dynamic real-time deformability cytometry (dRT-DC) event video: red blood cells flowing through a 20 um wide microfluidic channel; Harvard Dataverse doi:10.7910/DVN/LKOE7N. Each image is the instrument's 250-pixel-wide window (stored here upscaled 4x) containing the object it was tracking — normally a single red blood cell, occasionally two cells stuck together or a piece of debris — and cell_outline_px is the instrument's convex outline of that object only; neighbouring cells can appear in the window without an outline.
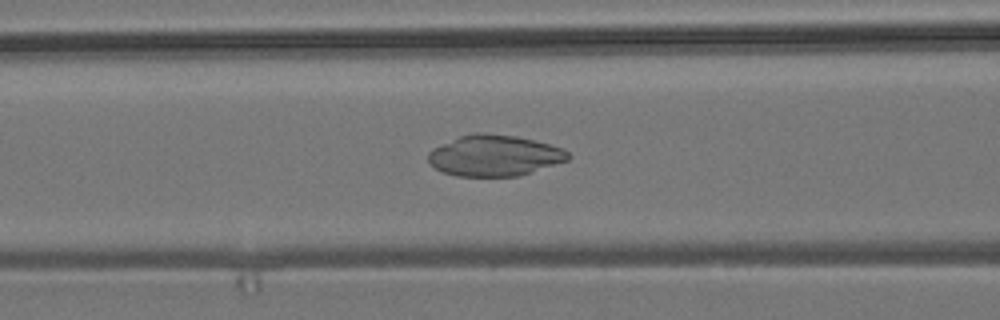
{"species": "common noctule bat (a hibernating species)", "species_latin": "Nyctalus noctula", "temperature_condition": "room temperature", "stored_images_in_passage": 41, "camera_frame_rate_fps": 3000, "um_per_image_px": 0.085, "animal": {"sex": "male", "body_mass_g": 19.2, "forearm_length_mm": 51.8}, "frame": {"image": 1, "passage_image": 8, "time_ms": 2.333, "image_size_px": [1000, 320], "cell_outline_px": [[572, 156], [568, 160], [520, 176], [456, 176], [444, 172], [436, 168], [428, 160], [428, 152], [432, 148], [460, 136], [476, 132], [484, 132], [516, 136], [564, 148]], "centroid_in_image_um": [42.04, 13.22], "position_along_channel_um": 124.6, "area_um2": 33.41}}
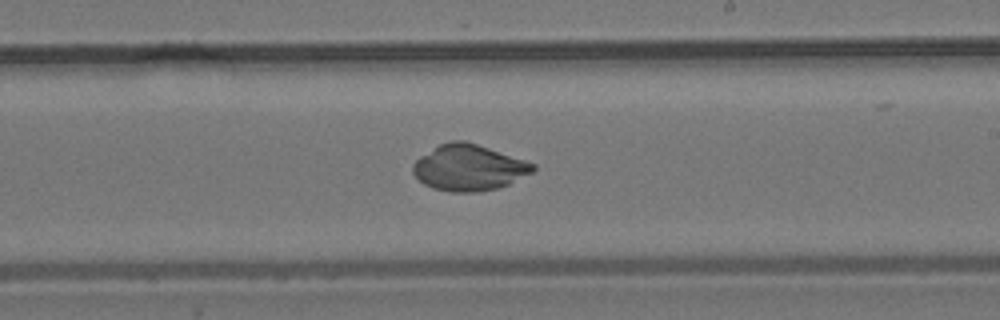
{"frame": {"image": 2, "passage_image": 18, "time_ms": 5.667, "image_size_px": [1000, 320], "cell_outline_px": [[536, 168], [532, 172], [508, 184], [496, 188], [472, 192], [452, 192], [432, 188], [424, 184], [412, 172], [412, 164], [420, 156], [440, 144], [452, 140], [464, 140], [536, 164]], "centroid_in_image_um": [39.82, 14.25], "position_along_channel_um": 249.2, "area_um2": 31.79}}
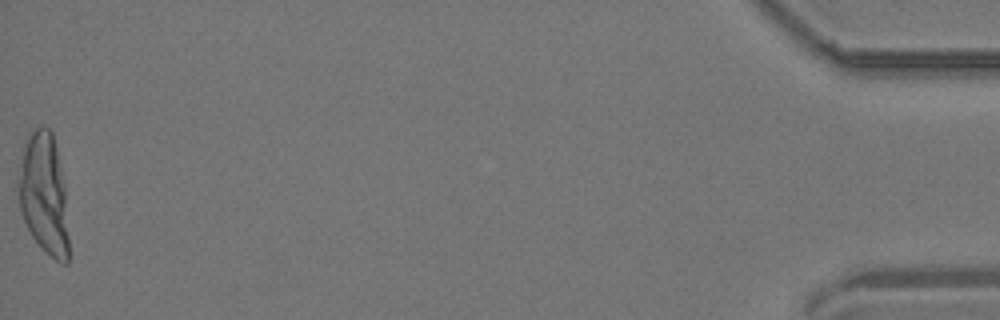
{"frame": {"image": 3, "passage_image": 41, "time_ms": 13.333, "image_size_px": [1000, 320], "cell_outline_px": [[68, 264], [60, 264], [32, 236], [20, 212], [20, 180], [24, 144], [28, 136], [40, 124], [44, 124], [52, 132], [56, 148], [64, 184], [68, 236]], "centroid_in_image_um": [3.76, 16.48], "position_along_channel_um": 431.4, "area_um2": 34.56}}